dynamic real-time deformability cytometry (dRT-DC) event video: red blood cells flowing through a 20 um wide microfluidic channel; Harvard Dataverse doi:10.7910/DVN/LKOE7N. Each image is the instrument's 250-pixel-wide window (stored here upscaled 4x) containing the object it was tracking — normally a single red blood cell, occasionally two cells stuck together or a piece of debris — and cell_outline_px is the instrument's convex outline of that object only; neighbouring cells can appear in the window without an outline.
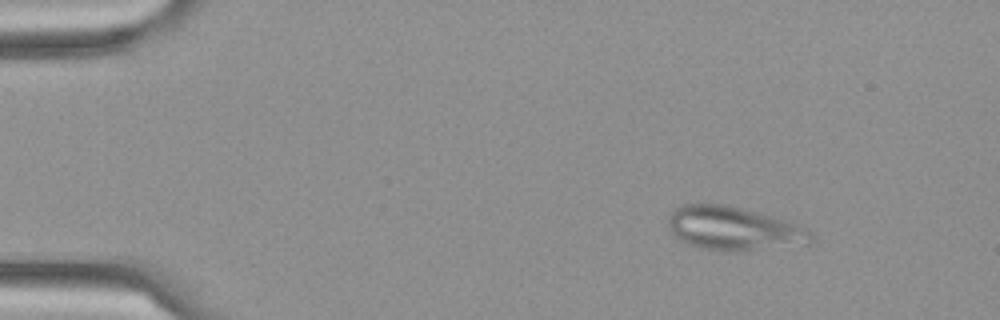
{"species": "Egyptian fruit bat (a non-hibernating species)", "species_latin": "Rousettus aegyptiacus", "temperature_condition": "cold", "stored_images_in_passage": 4, "camera_frame_rate_fps": 3000, "um_per_image_px": 0.085, "frame": {"image": 1, "passage_image": 1, "time_ms": 0.0, "image_size_px": [1000, 320], "cell_outline_px": [[812, 240], [808, 244], [744, 252], [720, 252], [700, 248], [688, 244], [680, 240], [672, 232], [668, 224], [668, 216], [676, 208], [684, 204], [724, 204], [740, 208], [768, 216], [792, 224], [808, 232], [812, 236]], "centroid_in_image_um": [62.28, 19.47], "position_along_channel_um": 22.7, "area_um2": 35.95}}